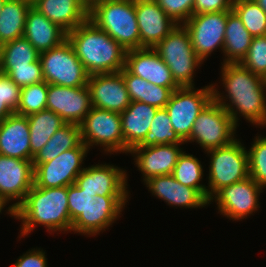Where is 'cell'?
<instances>
[{"mask_svg":"<svg viewBox=\"0 0 266 267\" xmlns=\"http://www.w3.org/2000/svg\"><path fill=\"white\" fill-rule=\"evenodd\" d=\"M261 188L250 176L244 180L223 187L211 199L215 200L218 211L232 220H241L260 208Z\"/></svg>","mask_w":266,"mask_h":267,"instance_id":"obj_14","label":"cell"},{"mask_svg":"<svg viewBox=\"0 0 266 267\" xmlns=\"http://www.w3.org/2000/svg\"><path fill=\"white\" fill-rule=\"evenodd\" d=\"M174 131L171 120L165 108L158 109L152 119L149 132L136 147H147L162 144H184Z\"/></svg>","mask_w":266,"mask_h":267,"instance_id":"obj_34","label":"cell"},{"mask_svg":"<svg viewBox=\"0 0 266 267\" xmlns=\"http://www.w3.org/2000/svg\"><path fill=\"white\" fill-rule=\"evenodd\" d=\"M32 7L67 33L89 19L86 0H33Z\"/></svg>","mask_w":266,"mask_h":267,"instance_id":"obj_23","label":"cell"},{"mask_svg":"<svg viewBox=\"0 0 266 267\" xmlns=\"http://www.w3.org/2000/svg\"><path fill=\"white\" fill-rule=\"evenodd\" d=\"M171 175L180 184L197 189L207 199V186L200 184L203 167L195 156L182 151Z\"/></svg>","mask_w":266,"mask_h":267,"instance_id":"obj_33","label":"cell"},{"mask_svg":"<svg viewBox=\"0 0 266 267\" xmlns=\"http://www.w3.org/2000/svg\"><path fill=\"white\" fill-rule=\"evenodd\" d=\"M20 95L21 87L8 75L0 73V122L17 111Z\"/></svg>","mask_w":266,"mask_h":267,"instance_id":"obj_38","label":"cell"},{"mask_svg":"<svg viewBox=\"0 0 266 267\" xmlns=\"http://www.w3.org/2000/svg\"><path fill=\"white\" fill-rule=\"evenodd\" d=\"M0 155L30 160L27 116L13 113L0 122Z\"/></svg>","mask_w":266,"mask_h":267,"instance_id":"obj_24","label":"cell"},{"mask_svg":"<svg viewBox=\"0 0 266 267\" xmlns=\"http://www.w3.org/2000/svg\"><path fill=\"white\" fill-rule=\"evenodd\" d=\"M67 39L89 76L125 67L126 49L89 19L68 32Z\"/></svg>","mask_w":266,"mask_h":267,"instance_id":"obj_2","label":"cell"},{"mask_svg":"<svg viewBox=\"0 0 266 267\" xmlns=\"http://www.w3.org/2000/svg\"><path fill=\"white\" fill-rule=\"evenodd\" d=\"M129 196H94L85 211L72 223L71 231L84 235L99 234L117 220Z\"/></svg>","mask_w":266,"mask_h":267,"instance_id":"obj_15","label":"cell"},{"mask_svg":"<svg viewBox=\"0 0 266 267\" xmlns=\"http://www.w3.org/2000/svg\"><path fill=\"white\" fill-rule=\"evenodd\" d=\"M253 36L245 28L238 15L232 10L227 15L224 36V61L225 63H240L246 56Z\"/></svg>","mask_w":266,"mask_h":267,"instance_id":"obj_29","label":"cell"},{"mask_svg":"<svg viewBox=\"0 0 266 267\" xmlns=\"http://www.w3.org/2000/svg\"><path fill=\"white\" fill-rule=\"evenodd\" d=\"M181 144H162L147 147H134L129 153L135 157L134 162L142 172L144 183L150 178L171 175L183 149Z\"/></svg>","mask_w":266,"mask_h":267,"instance_id":"obj_20","label":"cell"},{"mask_svg":"<svg viewBox=\"0 0 266 267\" xmlns=\"http://www.w3.org/2000/svg\"><path fill=\"white\" fill-rule=\"evenodd\" d=\"M237 125L228 112L212 100L198 115L189 136L206 151L223 147L233 142Z\"/></svg>","mask_w":266,"mask_h":267,"instance_id":"obj_9","label":"cell"},{"mask_svg":"<svg viewBox=\"0 0 266 267\" xmlns=\"http://www.w3.org/2000/svg\"><path fill=\"white\" fill-rule=\"evenodd\" d=\"M30 129V160L38 154L56 131L66 122L51 110H42L27 116Z\"/></svg>","mask_w":266,"mask_h":267,"instance_id":"obj_30","label":"cell"},{"mask_svg":"<svg viewBox=\"0 0 266 267\" xmlns=\"http://www.w3.org/2000/svg\"><path fill=\"white\" fill-rule=\"evenodd\" d=\"M212 100V84L197 90L194 87H180L172 92L164 108L174 131L183 142H189L195 120Z\"/></svg>","mask_w":266,"mask_h":267,"instance_id":"obj_8","label":"cell"},{"mask_svg":"<svg viewBox=\"0 0 266 267\" xmlns=\"http://www.w3.org/2000/svg\"><path fill=\"white\" fill-rule=\"evenodd\" d=\"M30 0H5L0 15V46L23 37Z\"/></svg>","mask_w":266,"mask_h":267,"instance_id":"obj_31","label":"cell"},{"mask_svg":"<svg viewBox=\"0 0 266 267\" xmlns=\"http://www.w3.org/2000/svg\"><path fill=\"white\" fill-rule=\"evenodd\" d=\"M67 196L70 220L73 223L85 211L94 197L92 194L82 191L75 183L67 186Z\"/></svg>","mask_w":266,"mask_h":267,"instance_id":"obj_42","label":"cell"},{"mask_svg":"<svg viewBox=\"0 0 266 267\" xmlns=\"http://www.w3.org/2000/svg\"><path fill=\"white\" fill-rule=\"evenodd\" d=\"M79 126L82 141L88 149L100 145L104 152L124 153L120 113L92 107Z\"/></svg>","mask_w":266,"mask_h":267,"instance_id":"obj_10","label":"cell"},{"mask_svg":"<svg viewBox=\"0 0 266 267\" xmlns=\"http://www.w3.org/2000/svg\"><path fill=\"white\" fill-rule=\"evenodd\" d=\"M232 10L253 36L266 35V12L253 0H233Z\"/></svg>","mask_w":266,"mask_h":267,"instance_id":"obj_35","label":"cell"},{"mask_svg":"<svg viewBox=\"0 0 266 267\" xmlns=\"http://www.w3.org/2000/svg\"><path fill=\"white\" fill-rule=\"evenodd\" d=\"M5 74L21 88L44 81L40 59L28 66L11 67Z\"/></svg>","mask_w":266,"mask_h":267,"instance_id":"obj_40","label":"cell"},{"mask_svg":"<svg viewBox=\"0 0 266 267\" xmlns=\"http://www.w3.org/2000/svg\"><path fill=\"white\" fill-rule=\"evenodd\" d=\"M39 59V52L25 38H17L0 46V73L11 67L28 66Z\"/></svg>","mask_w":266,"mask_h":267,"instance_id":"obj_32","label":"cell"},{"mask_svg":"<svg viewBox=\"0 0 266 267\" xmlns=\"http://www.w3.org/2000/svg\"><path fill=\"white\" fill-rule=\"evenodd\" d=\"M157 110L158 108L144 102L131 101L129 106L120 113L124 153H129L144 140Z\"/></svg>","mask_w":266,"mask_h":267,"instance_id":"obj_25","label":"cell"},{"mask_svg":"<svg viewBox=\"0 0 266 267\" xmlns=\"http://www.w3.org/2000/svg\"><path fill=\"white\" fill-rule=\"evenodd\" d=\"M177 24L185 23L193 16L195 0H155Z\"/></svg>","mask_w":266,"mask_h":267,"instance_id":"obj_41","label":"cell"},{"mask_svg":"<svg viewBox=\"0 0 266 267\" xmlns=\"http://www.w3.org/2000/svg\"><path fill=\"white\" fill-rule=\"evenodd\" d=\"M131 101H141L162 109L169 102L172 92L180 87H161L131 74L125 67L120 71Z\"/></svg>","mask_w":266,"mask_h":267,"instance_id":"obj_27","label":"cell"},{"mask_svg":"<svg viewBox=\"0 0 266 267\" xmlns=\"http://www.w3.org/2000/svg\"><path fill=\"white\" fill-rule=\"evenodd\" d=\"M93 1H97V0H86V2H87L88 4H91Z\"/></svg>","mask_w":266,"mask_h":267,"instance_id":"obj_48","label":"cell"},{"mask_svg":"<svg viewBox=\"0 0 266 267\" xmlns=\"http://www.w3.org/2000/svg\"><path fill=\"white\" fill-rule=\"evenodd\" d=\"M34 185L32 160L0 155V197L6 202H18L8 207L7 213L14 216V210L23 202Z\"/></svg>","mask_w":266,"mask_h":267,"instance_id":"obj_13","label":"cell"},{"mask_svg":"<svg viewBox=\"0 0 266 267\" xmlns=\"http://www.w3.org/2000/svg\"><path fill=\"white\" fill-rule=\"evenodd\" d=\"M145 184L152 195L168 205L191 209L211 204L197 189L180 184L172 175L156 176Z\"/></svg>","mask_w":266,"mask_h":267,"instance_id":"obj_22","label":"cell"},{"mask_svg":"<svg viewBox=\"0 0 266 267\" xmlns=\"http://www.w3.org/2000/svg\"><path fill=\"white\" fill-rule=\"evenodd\" d=\"M46 253L40 249H32L17 259L12 267H47Z\"/></svg>","mask_w":266,"mask_h":267,"instance_id":"obj_44","label":"cell"},{"mask_svg":"<svg viewBox=\"0 0 266 267\" xmlns=\"http://www.w3.org/2000/svg\"><path fill=\"white\" fill-rule=\"evenodd\" d=\"M14 218L22 221L21 236H27L38 225L47 231L71 232L67 186L42 188L33 185L23 202L14 210Z\"/></svg>","mask_w":266,"mask_h":267,"instance_id":"obj_3","label":"cell"},{"mask_svg":"<svg viewBox=\"0 0 266 267\" xmlns=\"http://www.w3.org/2000/svg\"><path fill=\"white\" fill-rule=\"evenodd\" d=\"M75 184L92 196H129L126 170L110 164L86 167L76 178Z\"/></svg>","mask_w":266,"mask_h":267,"instance_id":"obj_17","label":"cell"},{"mask_svg":"<svg viewBox=\"0 0 266 267\" xmlns=\"http://www.w3.org/2000/svg\"><path fill=\"white\" fill-rule=\"evenodd\" d=\"M248 152L249 176L266 188V137L256 136Z\"/></svg>","mask_w":266,"mask_h":267,"instance_id":"obj_37","label":"cell"},{"mask_svg":"<svg viewBox=\"0 0 266 267\" xmlns=\"http://www.w3.org/2000/svg\"><path fill=\"white\" fill-rule=\"evenodd\" d=\"M89 20L126 51L140 48L135 0H97L89 4Z\"/></svg>","mask_w":266,"mask_h":267,"instance_id":"obj_4","label":"cell"},{"mask_svg":"<svg viewBox=\"0 0 266 267\" xmlns=\"http://www.w3.org/2000/svg\"><path fill=\"white\" fill-rule=\"evenodd\" d=\"M4 2H5V0H0V15H1V11L3 8Z\"/></svg>","mask_w":266,"mask_h":267,"instance_id":"obj_47","label":"cell"},{"mask_svg":"<svg viewBox=\"0 0 266 267\" xmlns=\"http://www.w3.org/2000/svg\"><path fill=\"white\" fill-rule=\"evenodd\" d=\"M266 12V0H253Z\"/></svg>","mask_w":266,"mask_h":267,"instance_id":"obj_45","label":"cell"},{"mask_svg":"<svg viewBox=\"0 0 266 267\" xmlns=\"http://www.w3.org/2000/svg\"><path fill=\"white\" fill-rule=\"evenodd\" d=\"M239 139L206 151L210 156L207 200L223 187L249 177L248 152Z\"/></svg>","mask_w":266,"mask_h":267,"instance_id":"obj_6","label":"cell"},{"mask_svg":"<svg viewBox=\"0 0 266 267\" xmlns=\"http://www.w3.org/2000/svg\"><path fill=\"white\" fill-rule=\"evenodd\" d=\"M48 83L42 81L21 88L20 103L15 113L28 116L46 109Z\"/></svg>","mask_w":266,"mask_h":267,"instance_id":"obj_36","label":"cell"},{"mask_svg":"<svg viewBox=\"0 0 266 267\" xmlns=\"http://www.w3.org/2000/svg\"><path fill=\"white\" fill-rule=\"evenodd\" d=\"M6 205V202L0 197V213H2L1 211Z\"/></svg>","mask_w":266,"mask_h":267,"instance_id":"obj_46","label":"cell"},{"mask_svg":"<svg viewBox=\"0 0 266 267\" xmlns=\"http://www.w3.org/2000/svg\"><path fill=\"white\" fill-rule=\"evenodd\" d=\"M23 37L42 53L67 40V32L31 6L26 15Z\"/></svg>","mask_w":266,"mask_h":267,"instance_id":"obj_26","label":"cell"},{"mask_svg":"<svg viewBox=\"0 0 266 267\" xmlns=\"http://www.w3.org/2000/svg\"><path fill=\"white\" fill-rule=\"evenodd\" d=\"M39 59L44 81L48 84L67 87L87 85L89 75L68 39L55 48L39 53Z\"/></svg>","mask_w":266,"mask_h":267,"instance_id":"obj_7","label":"cell"},{"mask_svg":"<svg viewBox=\"0 0 266 267\" xmlns=\"http://www.w3.org/2000/svg\"><path fill=\"white\" fill-rule=\"evenodd\" d=\"M231 11L191 16L183 25L187 29L195 54L204 61L215 49L223 50L227 15Z\"/></svg>","mask_w":266,"mask_h":267,"instance_id":"obj_11","label":"cell"},{"mask_svg":"<svg viewBox=\"0 0 266 267\" xmlns=\"http://www.w3.org/2000/svg\"><path fill=\"white\" fill-rule=\"evenodd\" d=\"M87 87L92 107L121 113L131 102L121 72L90 75Z\"/></svg>","mask_w":266,"mask_h":267,"instance_id":"obj_18","label":"cell"},{"mask_svg":"<svg viewBox=\"0 0 266 267\" xmlns=\"http://www.w3.org/2000/svg\"><path fill=\"white\" fill-rule=\"evenodd\" d=\"M88 148H73L61 153L55 159L40 163L34 168V185L42 188H56L75 183L85 169L81 168Z\"/></svg>","mask_w":266,"mask_h":267,"instance_id":"obj_12","label":"cell"},{"mask_svg":"<svg viewBox=\"0 0 266 267\" xmlns=\"http://www.w3.org/2000/svg\"><path fill=\"white\" fill-rule=\"evenodd\" d=\"M92 108L89 89L48 84L46 109L66 123L80 124Z\"/></svg>","mask_w":266,"mask_h":267,"instance_id":"obj_16","label":"cell"},{"mask_svg":"<svg viewBox=\"0 0 266 267\" xmlns=\"http://www.w3.org/2000/svg\"><path fill=\"white\" fill-rule=\"evenodd\" d=\"M221 68L222 84L227 94L224 97L223 93L214 87L215 84H212L213 100L228 112L236 125L239 120L238 114H241L252 124L264 127L266 125V79L252 73L240 63H225ZM226 99H229L230 104H226Z\"/></svg>","mask_w":266,"mask_h":267,"instance_id":"obj_1","label":"cell"},{"mask_svg":"<svg viewBox=\"0 0 266 267\" xmlns=\"http://www.w3.org/2000/svg\"><path fill=\"white\" fill-rule=\"evenodd\" d=\"M240 64L266 79V35L252 38L249 50Z\"/></svg>","mask_w":266,"mask_h":267,"instance_id":"obj_39","label":"cell"},{"mask_svg":"<svg viewBox=\"0 0 266 267\" xmlns=\"http://www.w3.org/2000/svg\"><path fill=\"white\" fill-rule=\"evenodd\" d=\"M140 48H154L178 25L155 0H135Z\"/></svg>","mask_w":266,"mask_h":267,"instance_id":"obj_19","label":"cell"},{"mask_svg":"<svg viewBox=\"0 0 266 267\" xmlns=\"http://www.w3.org/2000/svg\"><path fill=\"white\" fill-rule=\"evenodd\" d=\"M233 0H195L193 15L232 11Z\"/></svg>","mask_w":266,"mask_h":267,"instance_id":"obj_43","label":"cell"},{"mask_svg":"<svg viewBox=\"0 0 266 267\" xmlns=\"http://www.w3.org/2000/svg\"><path fill=\"white\" fill-rule=\"evenodd\" d=\"M73 148H87V146L82 141L80 126L74 123H66L54 133L38 154L33 157V167L51 161L64 151Z\"/></svg>","mask_w":266,"mask_h":267,"instance_id":"obj_28","label":"cell"},{"mask_svg":"<svg viewBox=\"0 0 266 267\" xmlns=\"http://www.w3.org/2000/svg\"><path fill=\"white\" fill-rule=\"evenodd\" d=\"M153 49L169 67L180 87H194V73L203 61L195 54L190 35L183 24L176 25Z\"/></svg>","mask_w":266,"mask_h":267,"instance_id":"obj_5","label":"cell"},{"mask_svg":"<svg viewBox=\"0 0 266 267\" xmlns=\"http://www.w3.org/2000/svg\"><path fill=\"white\" fill-rule=\"evenodd\" d=\"M125 68L133 75L161 87H180L162 58L153 48H138L126 53Z\"/></svg>","mask_w":266,"mask_h":267,"instance_id":"obj_21","label":"cell"}]
</instances>
